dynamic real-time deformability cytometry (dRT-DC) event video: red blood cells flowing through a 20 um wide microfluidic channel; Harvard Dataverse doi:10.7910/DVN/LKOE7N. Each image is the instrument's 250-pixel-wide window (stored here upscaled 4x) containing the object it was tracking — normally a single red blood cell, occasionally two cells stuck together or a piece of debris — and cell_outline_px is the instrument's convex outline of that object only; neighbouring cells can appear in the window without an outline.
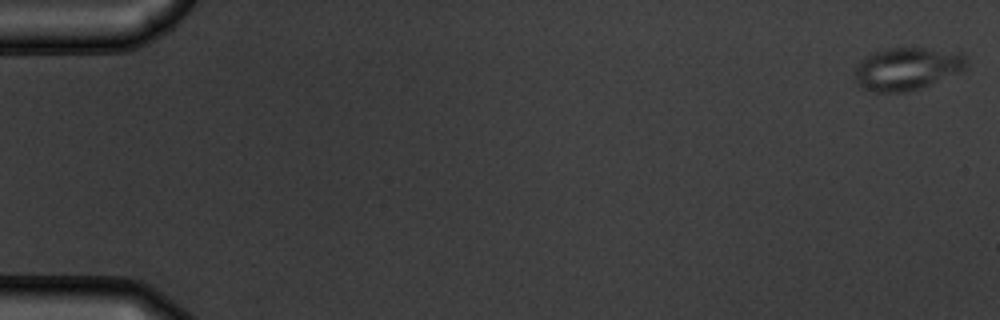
{"species": "common noctule bat (a hibernating species)", "species_latin": "Nyctalus noctula", "temperature_condition": "warm", "stored_images_in_passage": 9, "camera_frame_rate_fps": 3000, "um_per_image_px": 0.085, "animal": {"sex": "male", "body_mass_g": 19.5, "forearm_length_mm": 54.6}, "frame": {"image": 1, "passage_image": 1, "time_ms": 0.0, "image_size_px": [1000, 320], "cell_outline_px": [[968, 68], [960, 72], [920, 88], [904, 92], [872, 92], [860, 88], [856, 84], [856, 64], [864, 56], [888, 48], [924, 48], [960, 52], [968, 56]], "centroid_in_image_um": [77.11, 5.84], "position_along_channel_um": 7.9, "area_um2": 28.03}}